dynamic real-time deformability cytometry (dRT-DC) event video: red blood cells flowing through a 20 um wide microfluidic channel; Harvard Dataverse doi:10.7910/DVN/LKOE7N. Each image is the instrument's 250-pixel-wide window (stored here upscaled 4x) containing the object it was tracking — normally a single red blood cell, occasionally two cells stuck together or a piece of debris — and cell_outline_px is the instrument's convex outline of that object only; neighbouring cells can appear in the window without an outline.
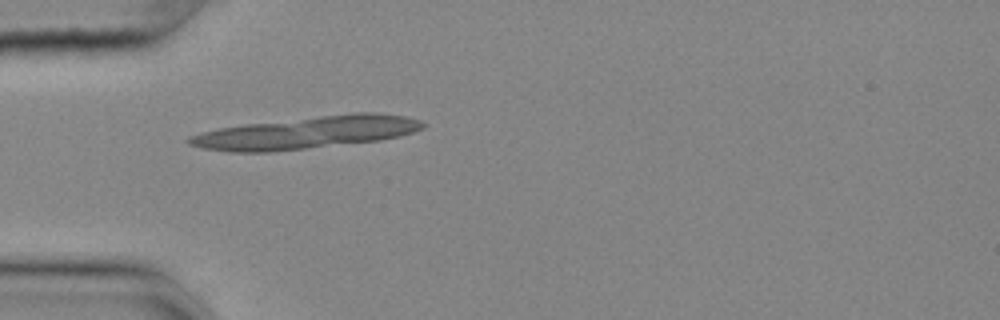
{"species": "common noctule bat (a hibernating species)", "species_latin": "Nyctalus noctula", "temperature_condition": "cold", "stored_images_in_passage": 6, "camera_frame_rate_fps": 3000, "um_per_image_px": 0.085, "animal": {"sex": "female", "body_mass_g": 25.1}, "frame": {"image": 1, "passage_image": 1, "time_ms": 0.0, "image_size_px": [1000, 320], "cell_outline_px": [[428, 124], [424, 128], [412, 132], [380, 140], [268, 152], [228, 152], [204, 148], [188, 144], [184, 140], [188, 136], [200, 132], [220, 128], [248, 124], [352, 112], [376, 112], [404, 116], [420, 120]], "centroid_in_image_um": [26.03, 11.26], "position_along_channel_um": 59.0, "area_um2": 43.7}}